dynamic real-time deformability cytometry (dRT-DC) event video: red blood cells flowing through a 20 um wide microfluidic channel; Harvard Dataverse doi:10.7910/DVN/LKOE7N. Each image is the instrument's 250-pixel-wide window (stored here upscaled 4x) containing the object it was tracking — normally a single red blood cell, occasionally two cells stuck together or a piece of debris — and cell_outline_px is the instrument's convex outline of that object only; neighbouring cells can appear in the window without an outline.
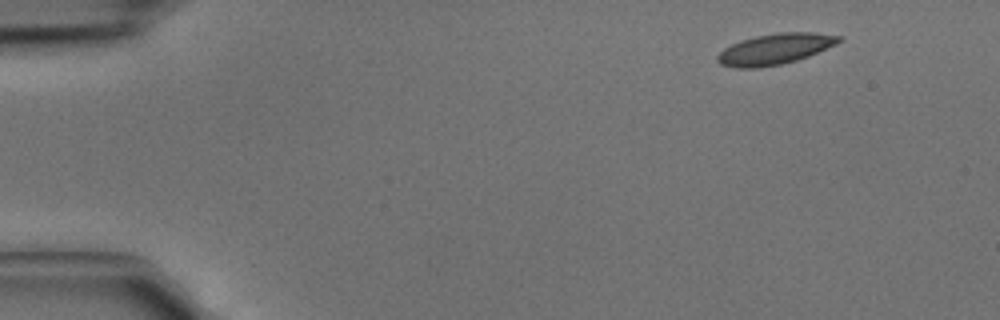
{"species": "common noctule bat (a hibernating species)", "species_latin": "Nyctalus noctula", "temperature_condition": "cold", "stored_images_in_passage": 4, "camera_frame_rate_fps": 3000, "um_per_image_px": 0.085, "animal": {"sex": "male", "body_mass_g": 15.6}, "frame": {"image": 1, "passage_image": 1, "time_ms": 0.0, "image_size_px": [1000, 320], "cell_outline_px": [[844, 40], [836, 44], [808, 56], [796, 60], [780, 64], [756, 68], [736, 68], [720, 64], [716, 60], [716, 56], [724, 48], [740, 40], [756, 36], [776, 32], [816, 32], [844, 36]], "centroid_in_image_um": [65.89, 4.15], "position_along_channel_um": 19.1, "area_um2": 21.91}}
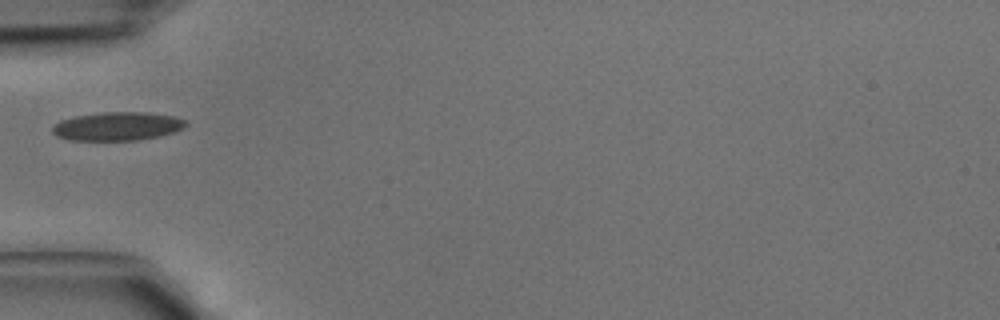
{"frame": {"image": 2, "passage_image": 4, "time_ms": 1.0, "image_size_px": [1000, 320], "cell_outline_px": [[188, 124], [184, 128], [176, 132], [160, 136], [136, 140], [68, 140], [56, 136], [52, 132], [52, 128], [60, 120], [72, 116], [104, 112], [148, 112], [172, 116], [184, 120]], "centroid_in_image_um": [9.97, 10.73], "position_along_channel_um": 75.0, "area_um2": 22.31}}